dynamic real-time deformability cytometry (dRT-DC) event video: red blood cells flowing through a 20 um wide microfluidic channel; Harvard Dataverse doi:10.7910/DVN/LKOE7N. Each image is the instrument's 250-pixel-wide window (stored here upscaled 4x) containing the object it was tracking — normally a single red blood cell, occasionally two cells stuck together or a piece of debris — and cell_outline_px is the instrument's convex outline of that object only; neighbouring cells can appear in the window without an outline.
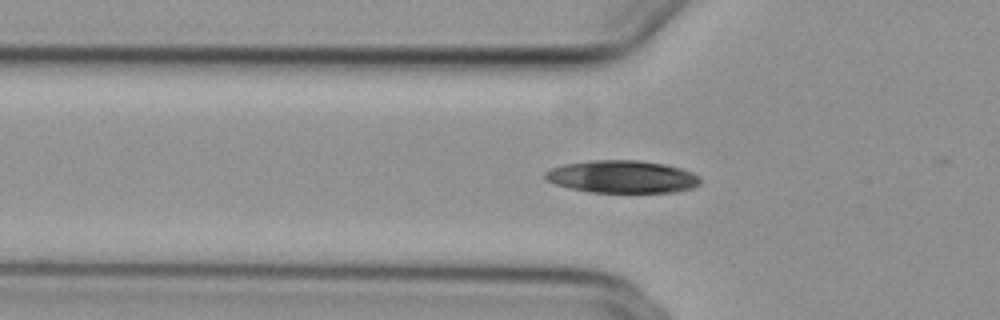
{"species": "common noctule bat (a hibernating species)", "species_latin": "Nyctalus noctula", "temperature_condition": "cold", "stored_images_in_passage": 35, "camera_frame_rate_fps": 3000, "um_per_image_px": 0.085, "animal": {"sex": "female", "body_mass_g": 29.2, "forearm_length_mm": 56.3}, "frame": {"image": 1, "passage_image": 2, "time_ms": 0.333, "image_size_px": [1000, 320], "cell_outline_px": [[700, 184], [692, 188], [676, 192], [588, 192], [556, 184], [544, 180], [544, 172], [552, 168], [564, 164], [592, 160], [636, 160], [664, 164], [680, 168], [692, 172], [700, 176]], "centroid_in_image_um": [52.88, 15.02], "position_along_channel_um": 72.9, "area_um2": 29.42}}
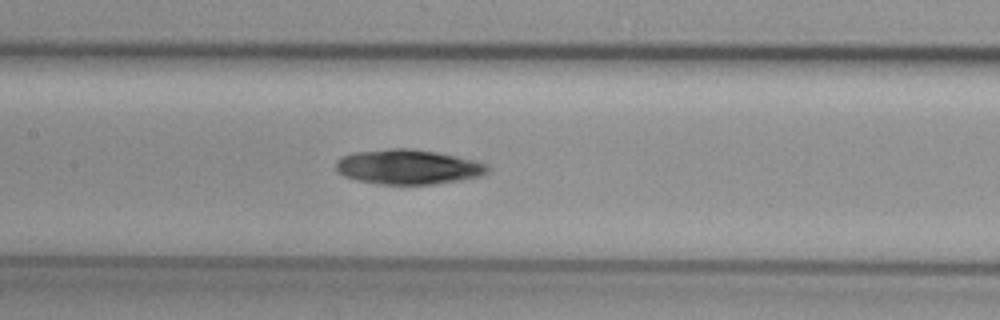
{"frame": {"image": 2, "passage_image": 10, "time_ms": 3.0, "image_size_px": [1000, 320], "cell_outline_px": [[488, 172], [480, 176], [460, 180], [432, 184], [380, 184], [356, 180], [344, 176], [336, 172], [336, 160], [352, 152], [388, 148], [412, 148], [436, 152], [456, 156], [488, 164]], "centroid_in_image_um": [34.64, 14.18], "position_along_channel_um": 172.8, "area_um2": 30.81}}
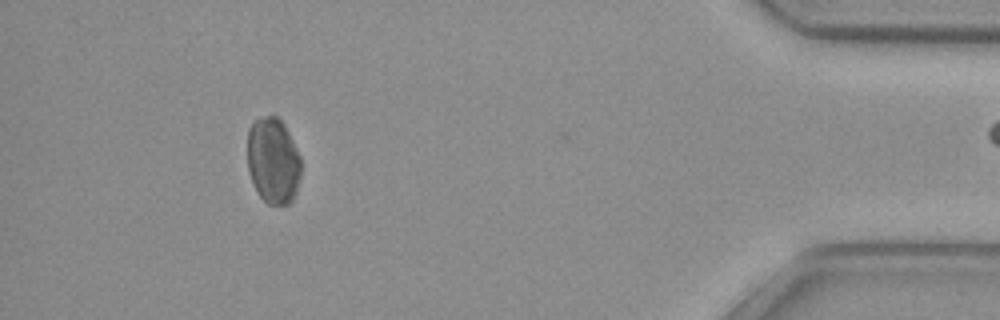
{"frame": {"image": 3, "passage_image": 34, "time_ms": 11.0, "image_size_px": [1000, 320], "cell_outline_px": [[300, 176], [296, 192], [292, 200], [288, 204], [268, 204], [256, 192], [252, 184], [248, 172], [248, 128], [256, 120], [264, 116], [276, 116], [284, 124], [300, 156]], "centroid_in_image_um": [23.2, 13.68], "position_along_channel_um": 412.0, "area_um2": 26.88}}